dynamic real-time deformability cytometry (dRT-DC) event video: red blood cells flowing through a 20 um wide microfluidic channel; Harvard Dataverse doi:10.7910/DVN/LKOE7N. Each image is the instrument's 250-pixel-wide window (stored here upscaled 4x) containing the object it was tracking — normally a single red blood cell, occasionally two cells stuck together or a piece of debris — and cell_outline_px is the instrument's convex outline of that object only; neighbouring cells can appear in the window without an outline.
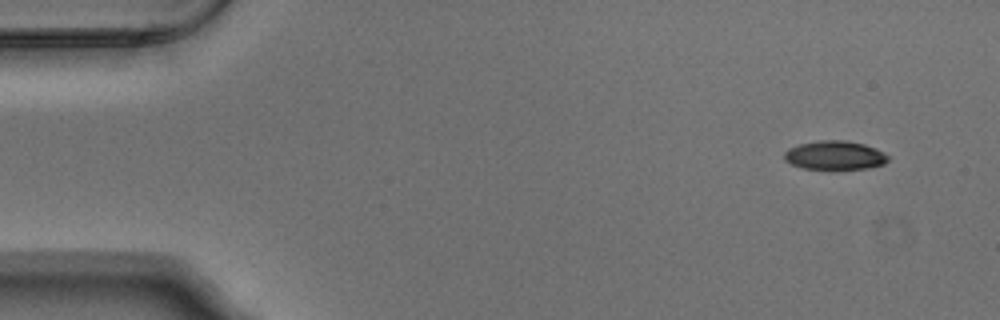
{"species": "Egyptian fruit bat (a non-hibernating species)", "species_latin": "Rousettus aegyptiacus", "temperature_condition": "warm", "stored_images_in_passage": 4, "camera_frame_rate_fps": 3000, "um_per_image_px": 0.085, "animal": {"sex": "male"}, "frame": {"image": 1, "passage_image": 1, "time_ms": 0.0, "image_size_px": [1000, 320], "cell_outline_px": [[892, 156], [884, 164], [868, 168], [804, 168], [792, 164], [784, 160], [784, 152], [788, 148], [800, 144], [820, 140], [844, 140], [864, 144], [876, 148]], "centroid_in_image_um": [70.99, 13.18], "position_along_channel_um": 14.0, "area_um2": 17.34}}
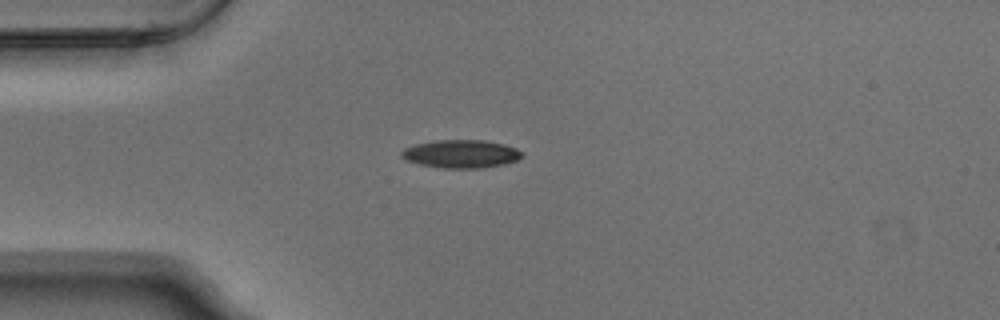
{"frame": {"image": 2, "passage_image": 4, "time_ms": 1.0, "image_size_px": [1000, 320], "cell_outline_px": [[524, 156], [516, 160], [504, 164], [476, 168], [444, 168], [420, 164], [408, 160], [400, 156], [400, 152], [404, 148], [416, 144], [436, 140], [484, 140], [504, 144], [516, 148], [524, 152]], "centroid_in_image_um": [39.21, 13.07], "position_along_channel_um": 45.8, "area_um2": 19.65}}